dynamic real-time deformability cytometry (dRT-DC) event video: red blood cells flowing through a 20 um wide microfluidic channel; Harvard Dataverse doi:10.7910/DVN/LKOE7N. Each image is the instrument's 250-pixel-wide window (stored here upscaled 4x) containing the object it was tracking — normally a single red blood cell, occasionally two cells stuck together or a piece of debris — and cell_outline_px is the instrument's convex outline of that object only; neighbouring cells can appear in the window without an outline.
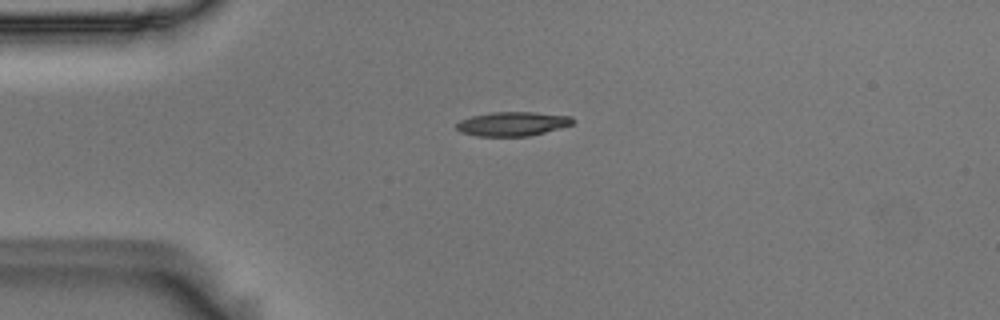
{"species": "Egyptian fruit bat (a non-hibernating species)", "species_latin": "Rousettus aegyptiacus", "temperature_condition": "room temperature", "stored_images_in_passage": 4, "camera_frame_rate_fps": 3000, "um_per_image_px": 0.085, "animal": {"sex": "male"}, "frame": {"image": 1, "passage_image": 3, "time_ms": 0.667, "image_size_px": [1000, 320], "cell_outline_px": [[576, 120], [572, 124], [544, 132], [528, 136], [476, 136], [460, 132], [456, 128], [456, 124], [460, 120], [472, 116], [492, 112], [536, 112], [572, 116]], "centroid_in_image_um": [43.56, 10.52], "position_along_channel_um": 41.4, "area_um2": 16.36}}